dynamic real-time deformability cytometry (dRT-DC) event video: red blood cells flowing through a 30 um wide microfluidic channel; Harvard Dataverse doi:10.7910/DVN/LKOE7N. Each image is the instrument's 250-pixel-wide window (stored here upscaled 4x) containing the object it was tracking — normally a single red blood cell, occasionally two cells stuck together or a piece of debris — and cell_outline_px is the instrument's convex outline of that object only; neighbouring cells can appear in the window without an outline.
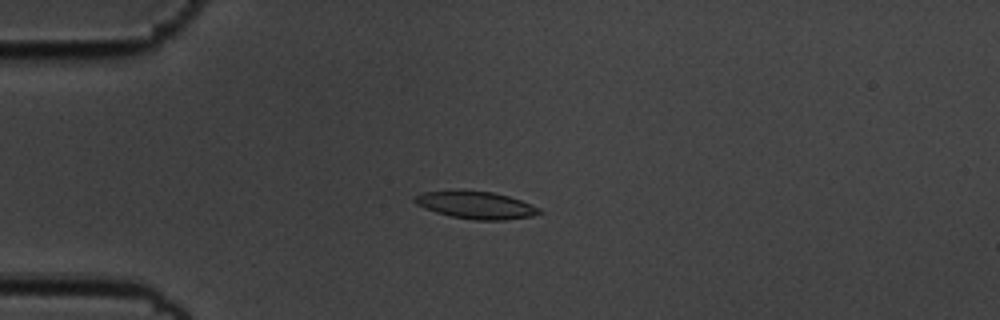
{"species": "common noctule bat (a hibernating species)", "species_latin": "Nyctalus noctula", "temperature_condition": "cold", "stored_images_in_passage": 45, "camera_frame_rate_fps": 3000, "um_per_image_px": 0.085, "animal": {"sex": "male", "body_mass_g": 19.5, "forearm_length_mm": 54.6}, "frame": {"image": 1, "passage_image": 4, "time_ms": 1.0, "image_size_px": [1000, 320], "cell_outline_px": [[544, 212], [532, 216], [504, 220], [472, 220], [452, 216], [436, 212], [424, 208], [416, 204], [412, 200], [416, 196], [424, 192], [492, 192], [508, 196], [520, 200], [540, 208]], "centroid_in_image_um": [40.5, 17.47], "position_along_channel_um": 44.5, "area_um2": 19.31}}
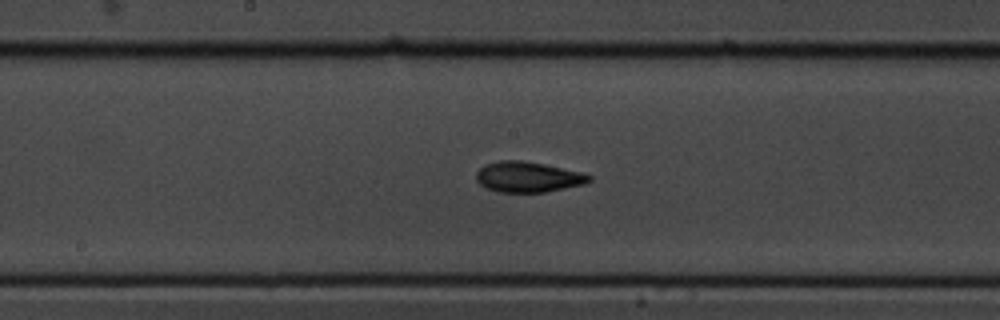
{"frame": {"image": 2, "passage_image": 19, "time_ms": 6.0, "image_size_px": [1000, 320], "cell_outline_px": [[592, 180], [584, 184], [544, 192], [496, 192], [480, 184], [476, 180], [476, 172], [484, 164], [500, 160], [520, 160], [544, 164], [580, 172], [592, 176]], "centroid_in_image_um": [44.85, 15.04], "position_along_channel_um": 203.4, "area_um2": 20.0}}
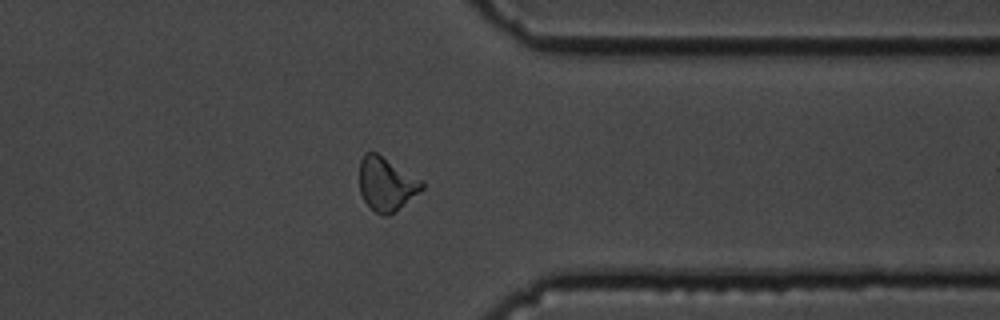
{"frame": {"image": 3, "passage_image": 34, "time_ms": 11.0, "image_size_px": [1000, 320], "cell_outline_px": [[424, 188], [388, 216], [380, 216], [364, 200], [360, 192], [360, 160], [364, 152], [376, 152], [424, 180]], "centroid_in_image_um": [32.85, 15.61], "position_along_channel_um": 378.6, "area_um2": 19.48}, "authors_computed_cell_mechanics": {"area_um2": 19.4786, "velocity_mm_per_s": 3.6152, "shape_relaxation_time_tau1_ms": 4.9755, "shape_relaxation_time_tau2_ms": 1.958, "deformation_change_tau1": 0.1711, "deformation_change_tau2": 0.0807}}